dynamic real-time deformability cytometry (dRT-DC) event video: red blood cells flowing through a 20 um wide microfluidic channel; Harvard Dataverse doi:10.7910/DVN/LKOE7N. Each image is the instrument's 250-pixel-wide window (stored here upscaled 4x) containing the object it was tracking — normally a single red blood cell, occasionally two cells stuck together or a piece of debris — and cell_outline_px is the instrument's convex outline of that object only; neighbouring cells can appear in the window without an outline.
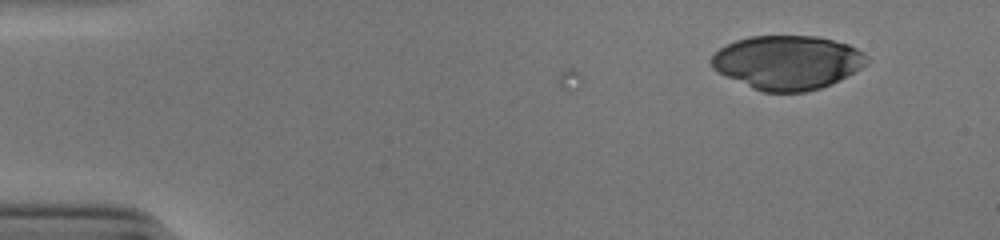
{"species": "human", "species_latin": "Homo sapiens", "temperature_condition": "cold", "stored_images_in_passage": 2, "camera_frame_rate_fps": 3000, "um_per_image_px": 0.085, "donor": {"sex": "male"}, "frame": {"image": 1, "passage_image": 2, "time_ms": 0.333, "image_size_px": [1000, 240], "cell_outline_px": [[868, 60], [860, 68], [840, 80], [832, 84], [820, 88], [804, 92], [760, 92], [712, 68], [712, 56], [720, 48], [736, 40], [748, 36], [816, 36], [848, 44], [864, 52], [868, 56]], "centroid_in_image_um": [66.95, 5.3], "position_along_channel_um": 18.0, "area_um2": 48.55}}